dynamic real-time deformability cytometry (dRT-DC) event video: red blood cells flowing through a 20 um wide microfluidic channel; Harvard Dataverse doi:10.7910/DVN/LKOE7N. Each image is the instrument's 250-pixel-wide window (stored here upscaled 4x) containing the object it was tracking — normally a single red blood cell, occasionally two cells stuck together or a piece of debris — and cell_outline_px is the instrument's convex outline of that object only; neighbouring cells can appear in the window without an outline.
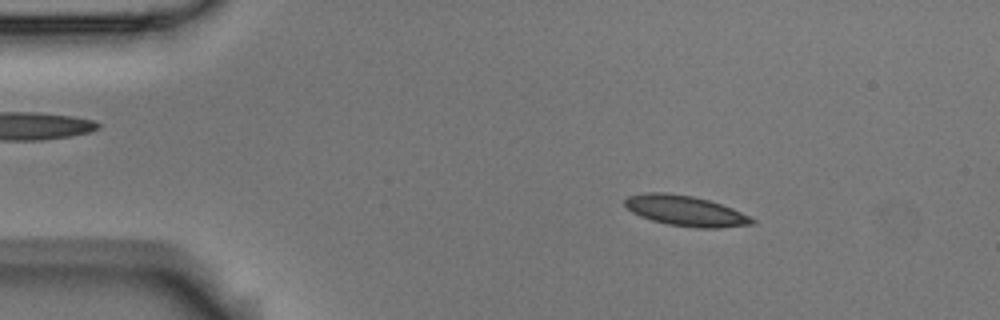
{"species": "Egyptian fruit bat (a non-hibernating species)", "species_latin": "Rousettus aegyptiacus", "temperature_condition": "room temperature", "stored_images_in_passage": 54, "camera_frame_rate_fps": 3000, "um_per_image_px": 0.085, "animal": {"sex": "male"}, "frame": {"image": 1, "passage_image": 8, "time_ms": 2.333, "image_size_px": [1000, 320], "cell_outline_px": [[756, 224], [720, 228], [696, 228], [668, 224], [652, 220], [640, 216], [632, 212], [624, 204], [624, 200], [628, 196], [644, 192], [664, 192], [692, 196], [708, 200], [732, 208], [756, 220]], "centroid_in_image_um": [58.26, 17.92], "position_along_channel_um": 26.7, "area_um2": 22.48}}
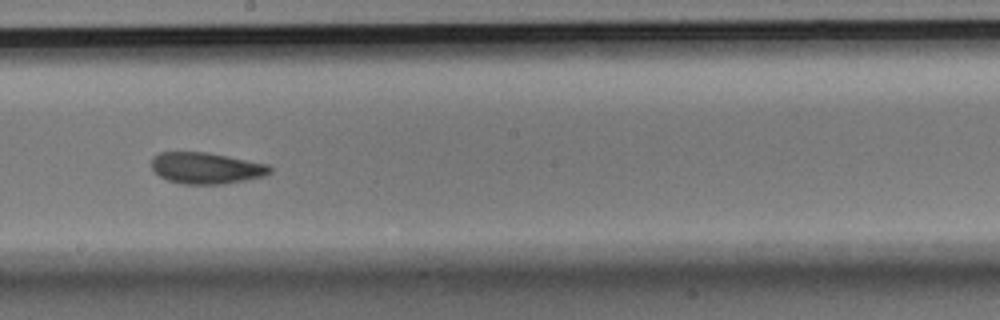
{"frame": {"image": 2, "passage_image": 30, "time_ms": 9.667, "image_size_px": [1000, 320], "cell_outline_px": [[272, 172], [264, 176], [224, 184], [180, 184], [168, 180], [160, 176], [152, 168], [152, 156], [160, 152], [208, 152], [268, 164], [272, 168]], "centroid_in_image_um": [17.53, 14.28], "position_along_channel_um": 230.7, "area_um2": 21.68}}
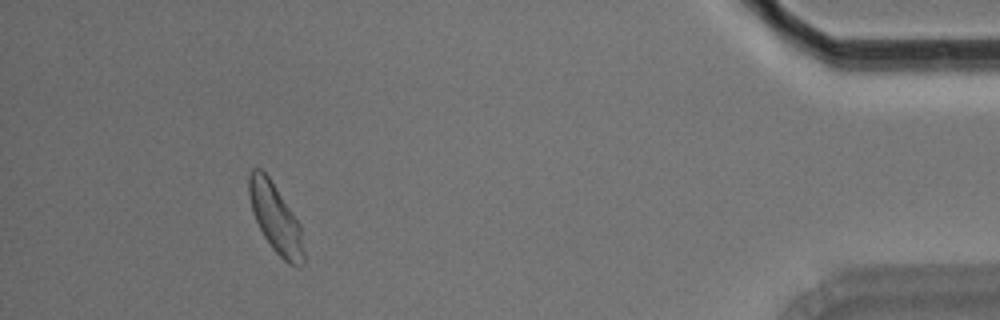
{"frame": {"image": 3, "passage_image": 50, "time_ms": 16.333, "image_size_px": [1000, 320], "cell_outline_px": [[304, 264], [300, 268], [288, 264], [272, 248], [264, 236], [252, 212], [248, 192], [248, 176], [252, 168], [260, 168], [268, 176], [300, 224], [304, 252]], "centroid_in_image_um": [23.42, 18.58], "position_along_channel_um": 411.8, "area_um2": 21.85}, "authors_computed_cell_mechanics": {"area_um2": 21.8484, "velocity_mm_per_s": 3.6137, "shape_relaxation_time_tau1_ms": 2.8195, "shape_relaxation_time_tau2_ms": 2.2622, "deformation_change_tau1": 0.1251, "deformation_change_tau2": 0.0853}}